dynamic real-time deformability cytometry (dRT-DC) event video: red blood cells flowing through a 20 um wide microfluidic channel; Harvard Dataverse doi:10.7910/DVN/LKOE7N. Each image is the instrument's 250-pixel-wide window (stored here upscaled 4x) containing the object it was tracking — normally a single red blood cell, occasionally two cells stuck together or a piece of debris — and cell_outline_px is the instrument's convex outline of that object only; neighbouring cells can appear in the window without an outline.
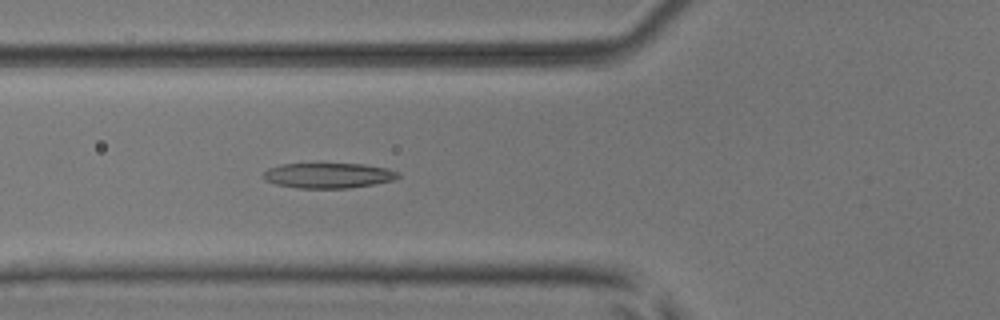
{"species": "common noctule bat (a hibernating species)", "species_latin": "Nyctalus noctula", "temperature_condition": "room temperature", "stored_images_in_passage": 48, "camera_frame_rate_fps": 3000, "um_per_image_px": 0.085, "animal": {"sex": "male", "body_mass_g": 17.9, "forearm_length_mm": 54.2}, "frame": {"image": 1, "passage_image": 16, "time_ms": 5.0, "image_size_px": [1000, 320], "cell_outline_px": [[400, 176], [392, 180], [376, 184], [348, 188], [296, 188], [276, 184], [264, 180], [264, 172], [268, 168], [280, 164], [364, 164], [388, 168], [400, 172]], "centroid_in_image_um": [27.93, 14.92], "position_along_channel_um": 97.9, "area_um2": 19.88}}
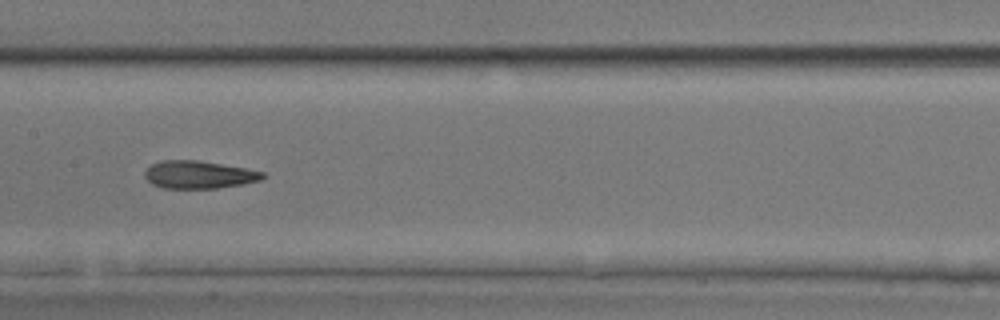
{"frame": {"image": 2, "passage_image": 23, "time_ms": 7.333, "image_size_px": [1000, 320], "cell_outline_px": [[264, 176], [260, 180], [244, 184], [216, 188], [164, 188], [152, 184], [144, 176], [144, 172], [152, 164], [160, 160], [200, 160], [244, 168], [264, 172]], "centroid_in_image_um": [16.88, 14.84], "position_along_channel_um": 190.5, "area_um2": 18.96}}
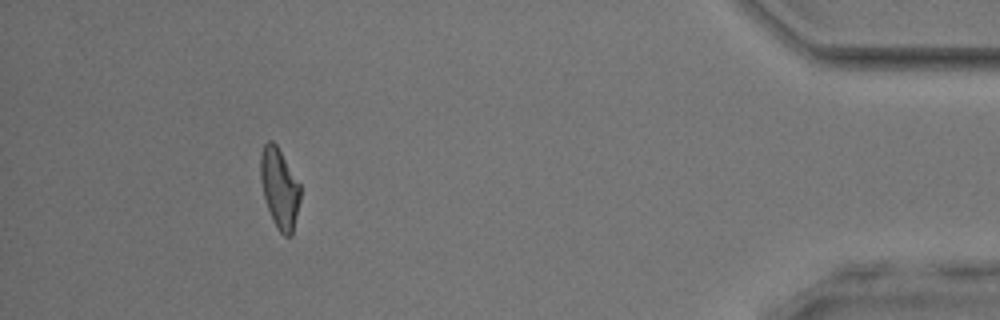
{"frame": {"image": 3, "passage_image": 44, "time_ms": 14.333, "image_size_px": [1000, 320], "cell_outline_px": [[300, 200], [292, 236], [284, 236], [276, 228], [272, 220], [264, 196], [260, 176], [260, 156], [264, 144], [268, 140], [272, 140], [276, 144], [300, 184]], "centroid_in_image_um": [23.76, 16.01], "position_along_channel_um": 411.4, "area_um2": 18.5}, "authors_computed_cell_mechanics": {"area_um2": 19.3052, "velocity_mm_per_s": 3.9682, "shape_relaxation_time_tau1_ms": null, "shape_relaxation_time_tau2_ms": 2.328, "deformation_change_tau1": null, "deformation_change_tau2": 0.1189}}